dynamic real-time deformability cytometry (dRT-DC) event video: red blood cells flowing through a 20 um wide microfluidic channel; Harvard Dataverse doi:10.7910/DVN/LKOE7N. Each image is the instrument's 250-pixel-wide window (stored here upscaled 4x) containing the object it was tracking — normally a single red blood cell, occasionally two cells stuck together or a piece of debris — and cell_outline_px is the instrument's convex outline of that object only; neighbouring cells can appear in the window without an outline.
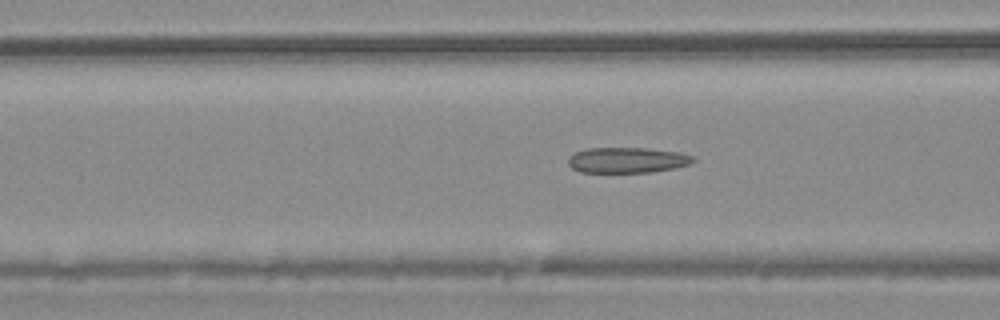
{"species": "common noctule bat (a hibernating species)", "species_latin": "Nyctalus noctula", "temperature_condition": "warm", "stored_images_in_passage": 43, "camera_frame_rate_fps": 3000, "um_per_image_px": 0.085, "animal": {"sex": "male", "body_mass_g": 20.4}, "frame": {"image": 1, "passage_image": 15, "time_ms": 4.667, "image_size_px": [1000, 320], "cell_outline_px": [[696, 160], [692, 164], [676, 168], [652, 172], [580, 172], [572, 168], [568, 164], [568, 160], [576, 152], [588, 148], [648, 148], [680, 152], [692, 156]], "centroid_in_image_um": [53.37, 13.61], "position_along_channel_um": 113.2, "area_um2": 18.67}}
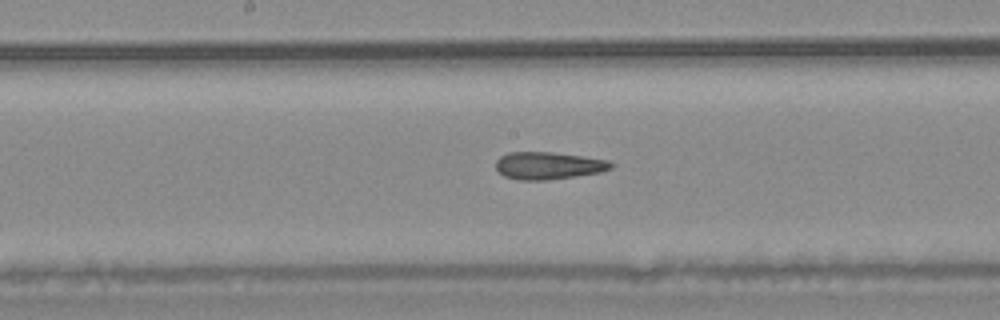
{"frame": {"image": 2, "passage_image": 22, "time_ms": 7.0, "image_size_px": [1000, 320], "cell_outline_px": [[616, 164], [612, 168], [600, 172], [576, 176], [548, 180], [520, 180], [504, 176], [496, 168], [496, 160], [500, 156], [508, 152], [552, 152], [608, 160]], "centroid_in_image_um": [46.62, 14.08], "position_along_channel_um": 201.6, "area_um2": 18.38}}
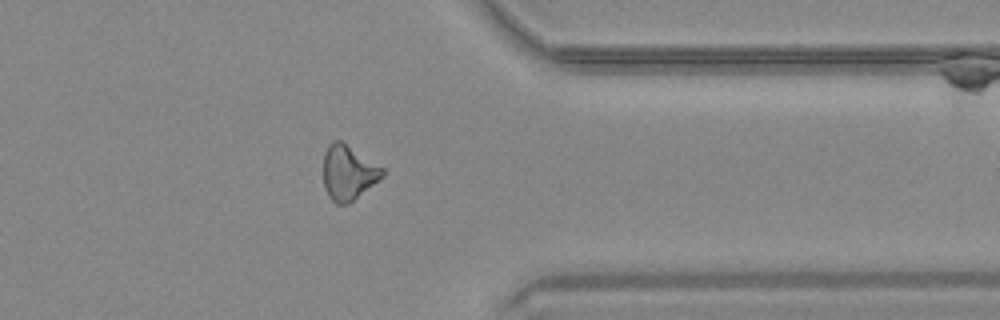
{"frame": {"image": 3, "passage_image": 37, "time_ms": 12.0, "image_size_px": [1000, 320], "cell_outline_px": [[384, 176], [348, 204], [336, 204], [328, 196], [324, 188], [324, 152], [328, 144], [332, 140], [340, 140], [384, 168]], "centroid_in_image_um": [29.59, 14.67], "position_along_channel_um": 381.8, "area_um2": 18.79}}